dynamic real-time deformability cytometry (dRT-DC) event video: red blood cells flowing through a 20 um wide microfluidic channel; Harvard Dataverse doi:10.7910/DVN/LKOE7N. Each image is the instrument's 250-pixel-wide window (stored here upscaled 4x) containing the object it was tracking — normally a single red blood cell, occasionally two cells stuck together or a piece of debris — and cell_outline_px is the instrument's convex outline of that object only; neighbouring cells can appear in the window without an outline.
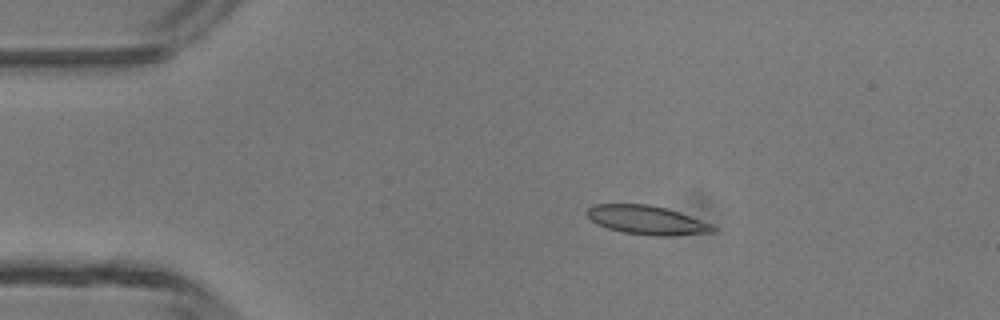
{"species": "common noctule bat (a hibernating species)", "species_latin": "Nyctalus noctula", "temperature_condition": "room temperature", "stored_images_in_passage": 5, "camera_frame_rate_fps": 3000, "um_per_image_px": 0.085, "animal": {"sex": "male", "body_mass_g": 13.3}, "frame": {"image": 1, "passage_image": 3, "time_ms": 2.333, "image_size_px": [1000, 320], "cell_outline_px": [[716, 232], [668, 236], [652, 236], [624, 232], [608, 228], [596, 224], [584, 212], [592, 204], [648, 204], [680, 212], [712, 224], [716, 228]], "centroid_in_image_um": [54.98, 18.71], "position_along_channel_um": 30.0, "area_um2": 21.27}}
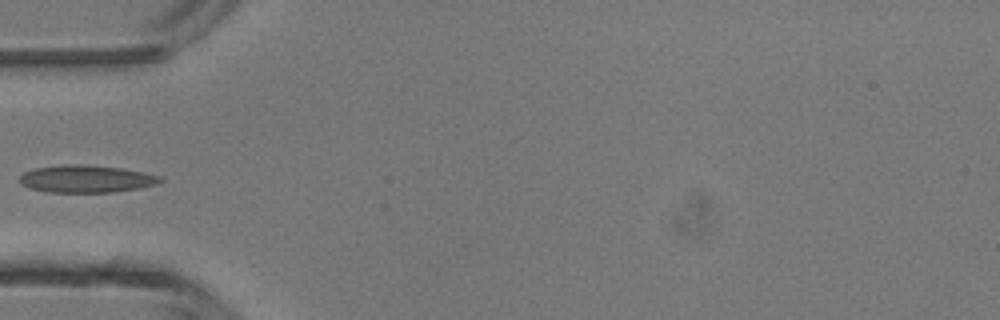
{"frame": {"image": 2, "passage_image": 5, "time_ms": 4.667, "image_size_px": [1000, 320], "cell_outline_px": [[164, 180], [160, 184], [140, 188], [112, 192], [48, 192], [28, 188], [20, 184], [20, 176], [24, 172], [36, 168], [68, 164], [84, 164], [124, 168], [144, 172], [160, 176]], "centroid_in_image_um": [7.37, 15.2], "position_along_channel_um": 77.6, "area_um2": 22.66}}